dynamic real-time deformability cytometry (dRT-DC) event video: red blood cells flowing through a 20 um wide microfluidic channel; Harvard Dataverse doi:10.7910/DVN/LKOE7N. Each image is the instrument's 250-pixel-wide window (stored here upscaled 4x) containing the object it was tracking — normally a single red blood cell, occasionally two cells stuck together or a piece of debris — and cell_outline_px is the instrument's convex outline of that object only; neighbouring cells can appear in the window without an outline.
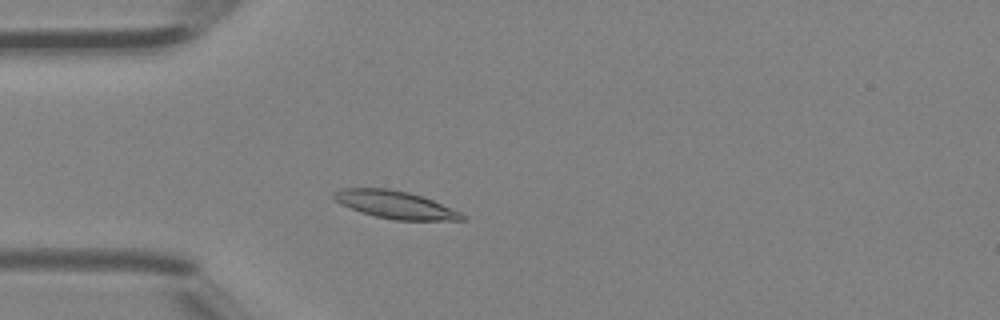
{"species": "Egyptian fruit bat (a non-hibernating species)", "species_latin": "Rousettus aegyptiacus", "temperature_condition": "room temperature", "stored_images_in_passage": 33, "camera_frame_rate_fps": 3000, "um_per_image_px": 0.085, "animal": {"sex": "female"}, "frame": {"image": 1, "passage_image": 1, "time_ms": 0.0, "image_size_px": [1000, 320], "cell_outline_px": [[464, 220], [396, 220], [376, 216], [360, 212], [340, 204], [332, 196], [332, 192], [340, 188], [388, 188], [408, 192], [432, 200], [460, 212], [464, 216]], "centroid_in_image_um": [33.53, 17.39], "position_along_channel_um": 51.5, "area_um2": 20.46}}
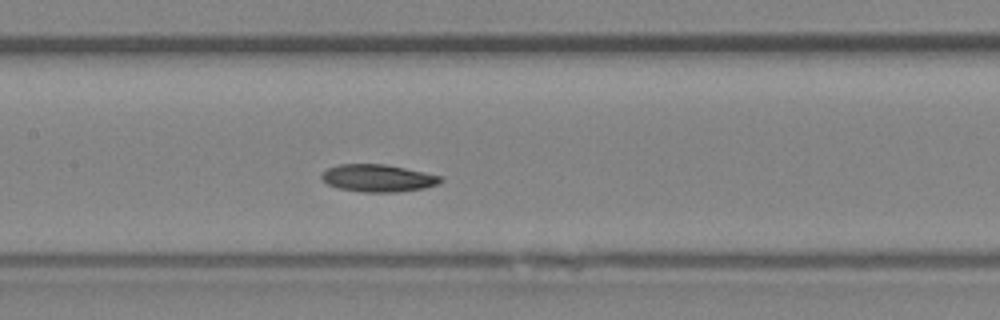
{"frame": {"image": 2, "passage_image": 10, "time_ms": 3.0, "image_size_px": [1000, 320], "cell_outline_px": [[444, 180], [440, 184], [424, 188], [396, 192], [364, 192], [340, 188], [328, 184], [320, 176], [328, 168], [340, 164], [384, 164], [424, 172], [440, 176]], "centroid_in_image_um": [32.16, 15.14], "position_along_channel_um": 175.2, "area_um2": 18.79}}
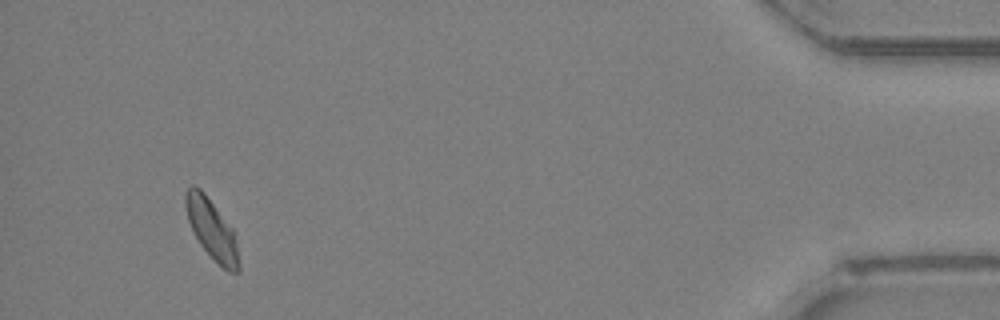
{"frame": {"image": 3, "passage_image": 31, "time_ms": 10.0, "image_size_px": [1000, 320], "cell_outline_px": [[240, 272], [228, 272], [200, 244], [188, 220], [184, 204], [184, 196], [188, 188], [192, 184], [200, 188], [204, 192], [232, 228], [236, 244], [240, 264]], "centroid_in_image_um": [17.99, 19.46], "position_along_channel_um": 417.2, "area_um2": 18.21}, "authors_computed_cell_mechanics": {"area_um2": 18.6694, "velocity_mm_per_s": 4.4901, "shape_relaxation_time_tau1_ms": 5.4698, "shape_relaxation_time_tau2_ms": 3.152, "deformation_change_tau1": 0.1297, "deformation_change_tau2": 0.0766}}